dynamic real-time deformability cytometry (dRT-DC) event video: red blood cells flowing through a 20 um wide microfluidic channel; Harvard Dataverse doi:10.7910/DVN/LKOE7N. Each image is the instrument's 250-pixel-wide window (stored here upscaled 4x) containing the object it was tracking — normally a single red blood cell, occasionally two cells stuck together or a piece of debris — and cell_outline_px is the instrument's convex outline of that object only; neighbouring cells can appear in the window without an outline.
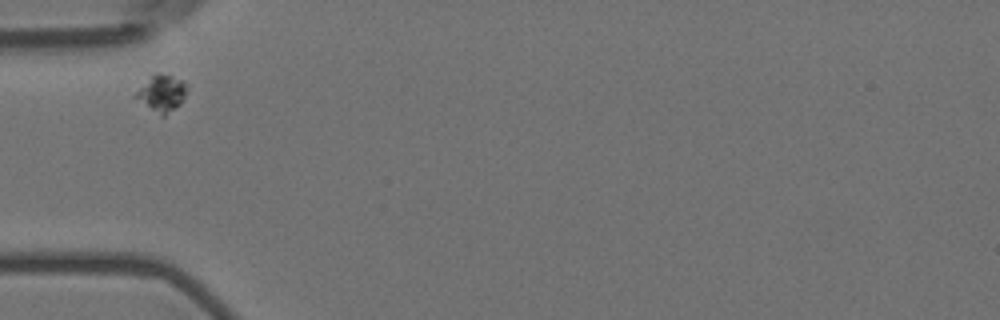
{"species": "Egyptian fruit bat (a non-hibernating species)", "species_latin": "Rousettus aegyptiacus", "temperature_condition": "room temperature", "stored_images_in_passage": 3, "camera_frame_rate_fps": 3000, "um_per_image_px": 0.085, "animal": {"sex": "female"}, "frame": {"image": 1, "passage_image": 1, "time_ms": 0.0, "image_size_px": [1000, 320], "cell_outline_px": [[188, 92], [180, 104], [164, 116], [160, 116], [132, 96], [152, 76], [172, 76], [184, 80], [188, 88]], "centroid_in_image_um": [13.79, 7.97], "position_along_channel_um": 71.2, "area_um2": 10.58}}
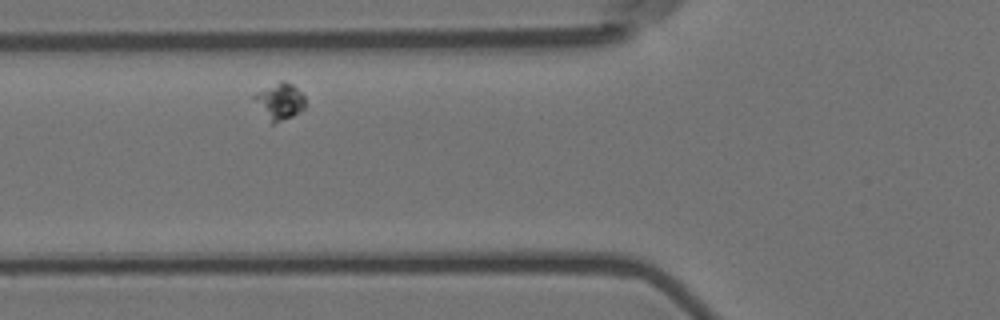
{"frame": {"image": 2, "passage_image": 2, "time_ms": 0.333, "image_size_px": [1000, 320], "cell_outline_px": [[304, 108], [292, 116], [272, 124], [252, 96], [256, 92], [280, 80], [284, 80], [292, 84], [304, 96]], "centroid_in_image_um": [23.78, 8.57], "position_along_channel_um": 102.0, "area_um2": 10.46}}
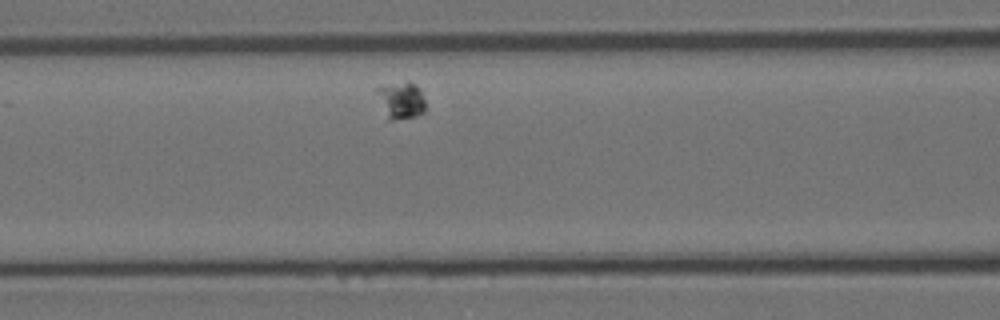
{"frame": {"image": 3, "passage_image": 3, "time_ms": 0.667, "image_size_px": [1000, 320], "cell_outline_px": [[424, 112], [416, 116], [392, 120], [388, 120], [376, 92], [376, 88], [408, 80], [416, 84], [420, 88], [424, 100]], "centroid_in_image_um": [34.11, 8.51], "position_along_channel_um": 132.5, "area_um2": 10.35}}